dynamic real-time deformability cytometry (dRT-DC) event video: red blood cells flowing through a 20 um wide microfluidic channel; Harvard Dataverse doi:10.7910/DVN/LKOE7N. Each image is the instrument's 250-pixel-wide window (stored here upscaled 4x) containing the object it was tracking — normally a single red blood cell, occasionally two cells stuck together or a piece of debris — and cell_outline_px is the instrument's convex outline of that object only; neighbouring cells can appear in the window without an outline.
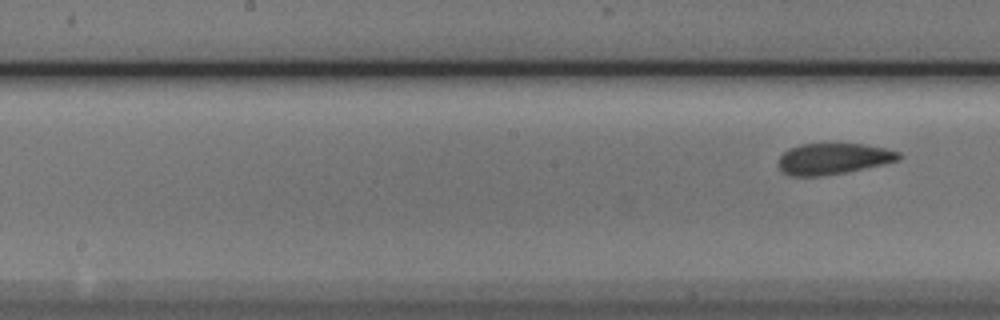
{"species": "Egyptian fruit bat (a non-hibernating species)", "species_latin": "Rousettus aegyptiacus", "temperature_condition": "cold", "stored_images_in_passage": 10, "segment_of_instrument_passage": [2, 2], "camera_frame_rate_fps": 3000, "um_per_image_px": 0.085, "animal": {"sex": "male"}, "frame": {"image": 1, "passage_image": 10, "time_ms": 3.0, "image_size_px": [1000, 320], "cell_outline_px": [[904, 156], [900, 160], [844, 172], [820, 176], [792, 176], [780, 172], [776, 164], [780, 156], [788, 148], [800, 144], [832, 140], [864, 144], [884, 148], [900, 152]], "centroid_in_image_um": [70.77, 13.44], "position_along_channel_um": 177.4, "area_um2": 22.83}}